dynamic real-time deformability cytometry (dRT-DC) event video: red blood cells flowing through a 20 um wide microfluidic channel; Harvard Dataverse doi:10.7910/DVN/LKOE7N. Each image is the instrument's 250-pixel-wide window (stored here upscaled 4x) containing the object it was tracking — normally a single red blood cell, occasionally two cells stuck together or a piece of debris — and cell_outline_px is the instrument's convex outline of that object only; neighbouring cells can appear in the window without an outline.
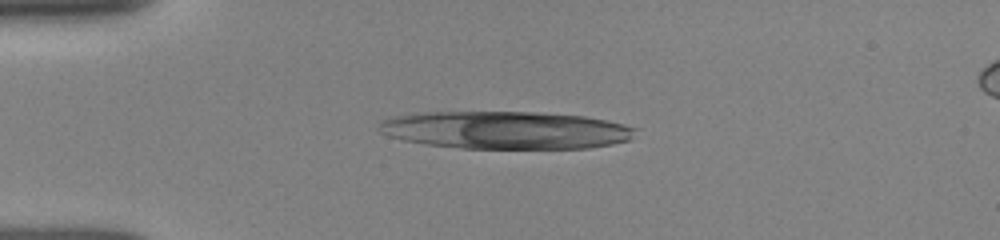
{"species": "human", "species_latin": "Homo sapiens", "temperature_condition": "room temperature", "stored_images_in_passage": 39, "camera_frame_rate_fps": 3000, "um_per_image_px": 0.085, "donor": {"sex": "female"}, "frame": {"image": 1, "passage_image": 1, "time_ms": 0.0, "image_size_px": [1000, 240], "cell_outline_px": [[636, 128], [628, 140], [612, 144], [588, 148], [460, 148], [428, 144], [404, 140], [388, 136], [380, 132], [380, 124], [384, 120], [392, 116], [416, 112], [536, 112], [584, 116], [624, 124]], "centroid_in_image_um": [42.94, 11.05], "position_along_channel_um": 42.1, "area_um2": 56.07}}